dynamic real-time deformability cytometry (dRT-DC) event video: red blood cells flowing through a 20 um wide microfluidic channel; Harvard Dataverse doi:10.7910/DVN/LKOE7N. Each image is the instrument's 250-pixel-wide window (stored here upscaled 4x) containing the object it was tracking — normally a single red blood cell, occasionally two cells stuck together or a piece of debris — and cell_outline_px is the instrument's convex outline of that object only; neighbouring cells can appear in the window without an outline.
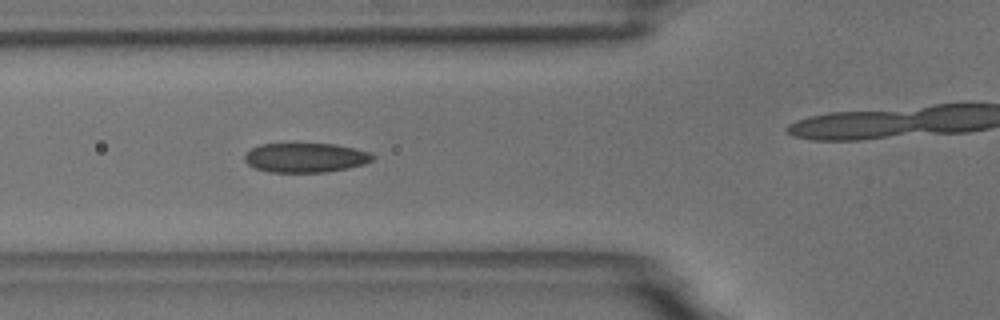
{"species": "common noctule bat (a hibernating species)", "species_latin": "Nyctalus noctula", "temperature_condition": "room temperature", "stored_images_in_passage": 44, "camera_frame_rate_fps": 3000, "um_per_image_px": 0.085, "animal": {"sex": "male", "body_mass_g": 18.8}, "frame": {"image": 1, "passage_image": 19, "time_ms": 6.0, "image_size_px": [1000, 320], "cell_outline_px": [[376, 156], [372, 160], [364, 164], [348, 168], [328, 172], [268, 172], [256, 168], [248, 164], [244, 160], [244, 156], [252, 148], [260, 144], [336, 144], [368, 152]], "centroid_in_image_um": [25.97, 13.41], "position_along_channel_um": 99.8, "area_um2": 21.85}}
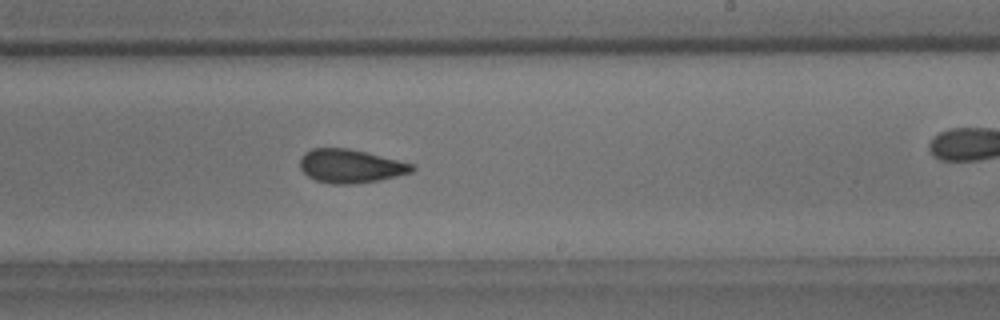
{"frame": {"image": 2, "passage_image": 32, "time_ms": 10.333, "image_size_px": [1000, 320], "cell_outline_px": [[416, 168], [412, 172], [380, 180], [352, 184], [332, 184], [316, 180], [308, 176], [300, 168], [300, 156], [304, 152], [312, 148], [348, 148], [412, 164]], "centroid_in_image_um": [29.75, 14.12], "position_along_channel_um": 259.3, "area_um2": 21.73}}